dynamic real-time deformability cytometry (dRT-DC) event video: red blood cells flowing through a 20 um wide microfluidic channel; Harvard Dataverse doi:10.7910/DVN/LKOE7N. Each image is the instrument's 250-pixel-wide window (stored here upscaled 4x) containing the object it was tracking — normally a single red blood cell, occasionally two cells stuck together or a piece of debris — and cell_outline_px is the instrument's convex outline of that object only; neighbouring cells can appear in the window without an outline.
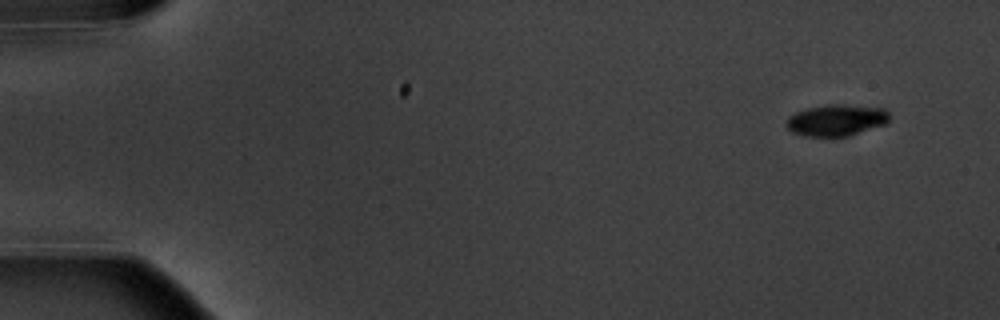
{"species": "common noctule bat (a hibernating species)", "species_latin": "Nyctalus noctula", "temperature_condition": "warm", "stored_images_in_passage": 6, "camera_frame_rate_fps": 3000, "um_per_image_px": 0.085, "animal": {"sex": "male", "body_mass_g": 20.1, "forearm_length_mm": 53.5}, "frame": {"image": 1, "passage_image": 2, "time_ms": 1.0, "image_size_px": [1000, 320], "cell_outline_px": [[888, 120], [884, 124], [848, 136], [804, 136], [792, 132], [784, 124], [788, 116], [796, 112], [808, 108], [828, 104], [840, 104], [884, 108], [888, 112]], "centroid_in_image_um": [71.04, 10.21], "position_along_channel_um": 14.0, "area_um2": 18.79}}
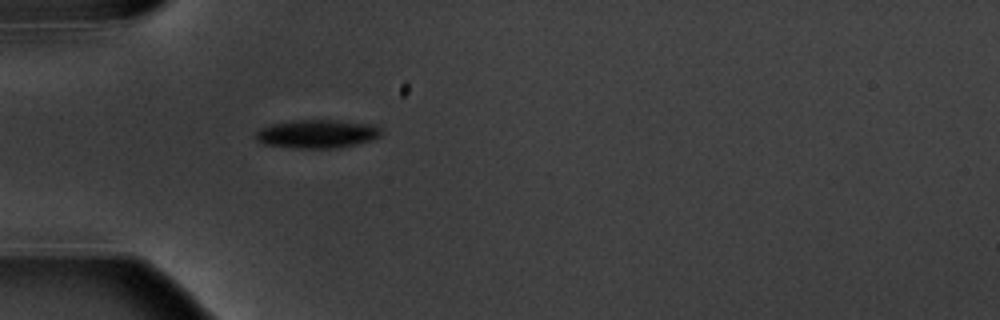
{"frame": {"image": 2, "passage_image": 6, "time_ms": 5.667, "image_size_px": [1000, 320], "cell_outline_px": [[380, 136], [372, 140], [356, 144], [332, 148], [296, 148], [264, 144], [256, 140], [252, 136], [260, 128], [272, 124], [296, 120], [336, 120], [372, 124], [380, 128]], "centroid_in_image_um": [26.92, 11.38], "position_along_channel_um": 58.1, "area_um2": 20.75}}